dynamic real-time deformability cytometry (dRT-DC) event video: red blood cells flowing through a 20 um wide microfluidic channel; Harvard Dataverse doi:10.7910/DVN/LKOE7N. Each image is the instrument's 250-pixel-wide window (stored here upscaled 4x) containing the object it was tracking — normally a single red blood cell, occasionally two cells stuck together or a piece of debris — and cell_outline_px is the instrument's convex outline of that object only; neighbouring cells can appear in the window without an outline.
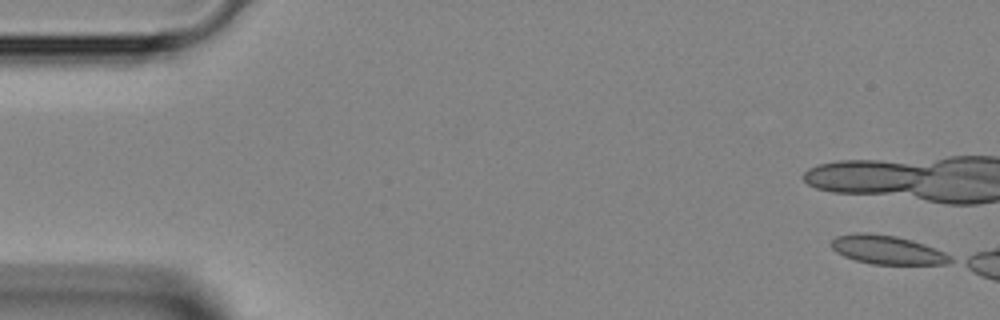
{"species": "Egyptian fruit bat (a non-hibernating species)", "species_latin": "Rousettus aegyptiacus", "temperature_condition": "room temperature", "stored_images_in_passage": 5, "camera_frame_rate_fps": 3000, "um_per_image_px": 0.085, "animal": {"sex": "female"}, "frame": {"image": 1, "passage_image": 1, "time_ms": 0.0, "image_size_px": [1000, 320], "cell_outline_px": [[952, 260], [944, 264], [872, 264], [856, 260], [844, 256], [836, 252], [832, 248], [832, 240], [836, 236], [856, 232], [868, 232], [896, 236], [912, 240], [924, 244], [944, 252], [952, 256]], "centroid_in_image_um": [75.4, 21.22], "position_along_channel_um": 9.6, "area_um2": 19.88}}